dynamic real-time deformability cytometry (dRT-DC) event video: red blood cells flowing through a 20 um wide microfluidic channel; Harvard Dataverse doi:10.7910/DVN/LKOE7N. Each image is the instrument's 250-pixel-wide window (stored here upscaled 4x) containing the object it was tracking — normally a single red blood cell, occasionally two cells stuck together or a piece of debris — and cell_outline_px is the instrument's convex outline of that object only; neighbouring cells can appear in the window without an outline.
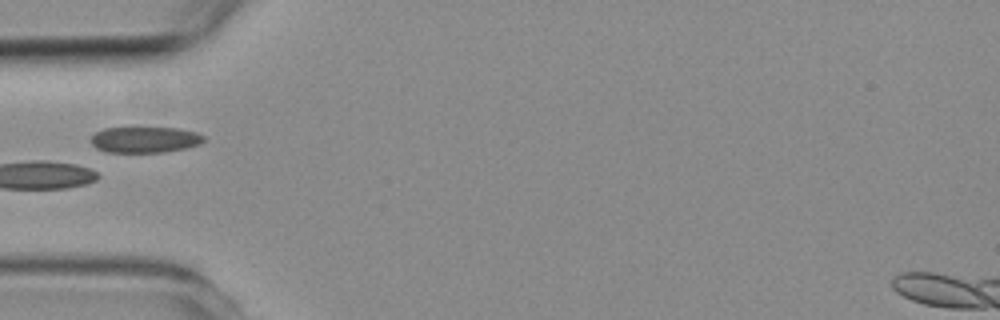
{"species": "common noctule bat (a hibernating species)", "species_latin": "Nyctalus noctula", "temperature_condition": "room temperature", "stored_images_in_passage": 3, "camera_frame_rate_fps": 3000, "um_per_image_px": 0.085, "animal": {"sex": "female", "body_mass_g": 19.3, "forearm_length_mm": 54.1}, "frame": {"image": 1, "passage_image": 2, "time_ms": 1.333, "image_size_px": [1000, 320], "cell_outline_px": [[204, 140], [200, 144], [188, 148], [164, 152], [108, 152], [96, 148], [92, 144], [92, 136], [96, 132], [104, 128], [180, 128], [196, 132], [204, 136]], "centroid_in_image_um": [12.35, 11.87], "position_along_channel_um": 72.7, "area_um2": 17.05}}
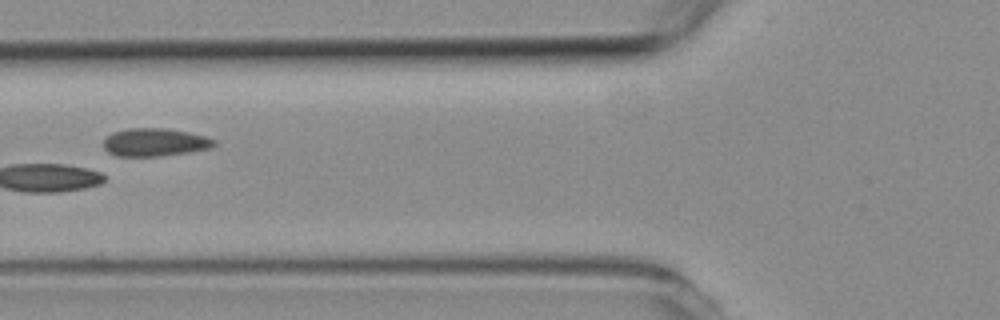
{"frame": {"image": 2, "passage_image": 3, "time_ms": 2.333, "image_size_px": [1000, 320], "cell_outline_px": [[216, 144], [212, 148], [192, 152], [160, 156], [116, 156], [108, 152], [104, 148], [104, 136], [112, 132], [128, 128], [164, 128], [188, 132], [204, 136], [216, 140]], "centroid_in_image_um": [13.15, 12.09], "position_along_channel_um": 112.6, "area_um2": 18.26}}